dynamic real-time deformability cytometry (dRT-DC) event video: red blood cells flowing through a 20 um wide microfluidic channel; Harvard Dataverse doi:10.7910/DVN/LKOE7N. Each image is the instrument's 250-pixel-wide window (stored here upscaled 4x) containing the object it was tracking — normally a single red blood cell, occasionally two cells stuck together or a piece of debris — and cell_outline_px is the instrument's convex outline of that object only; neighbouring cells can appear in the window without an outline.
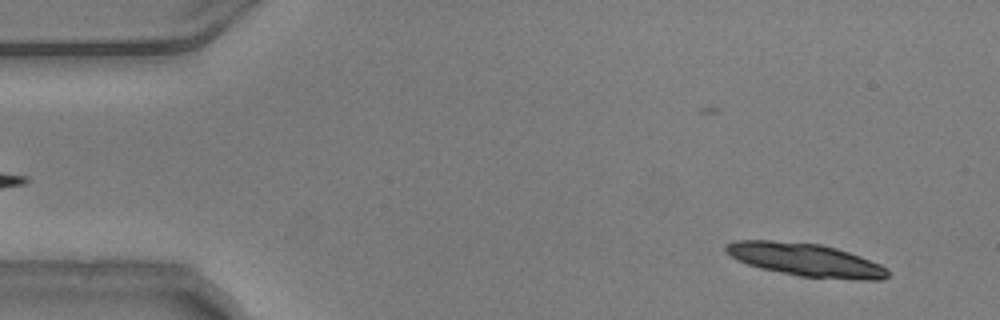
{"species": "common noctule bat (a hibernating species)", "species_latin": "Nyctalus noctula", "temperature_condition": "warm", "stored_images_in_passage": 15, "camera_frame_rate_fps": 3000, "um_per_image_px": 0.085, "animal": {"sex": "male", "body_mass_g": 20.5, "forearm_length_mm": 52.5}, "frame": {"image": 1, "passage_image": 4, "time_ms": 1.0, "image_size_px": [1000, 320], "cell_outline_px": [[888, 276], [880, 280], [856, 280], [800, 276], [760, 268], [736, 260], [724, 248], [728, 244], [736, 240], [772, 240], [820, 244], [836, 248], [860, 256], [880, 264], [888, 268]], "centroid_in_image_um": [68.5, 22.09], "position_along_channel_um": 16.5, "area_um2": 30.98}}